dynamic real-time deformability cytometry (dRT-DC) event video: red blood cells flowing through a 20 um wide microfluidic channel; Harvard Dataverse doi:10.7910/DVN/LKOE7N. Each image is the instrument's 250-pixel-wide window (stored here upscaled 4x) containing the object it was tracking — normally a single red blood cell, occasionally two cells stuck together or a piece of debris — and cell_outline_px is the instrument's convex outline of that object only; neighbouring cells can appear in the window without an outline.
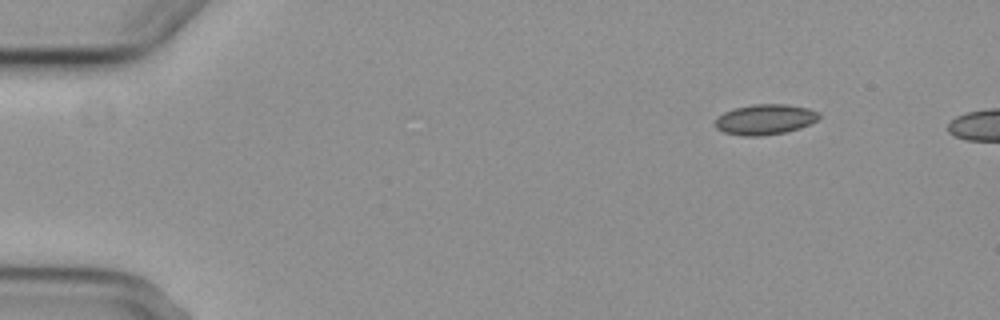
{"species": "common noctule bat (a hibernating species)", "species_latin": "Nyctalus noctula", "temperature_condition": "cold", "stored_images_in_passage": 4, "camera_frame_rate_fps": 3000, "um_per_image_px": 0.085, "animal": {"sex": "female", "body_mass_g": 29.2, "forearm_length_mm": 56.3}, "frame": {"image": 1, "passage_image": 1, "time_ms": 0.0, "image_size_px": [1000, 320], "cell_outline_px": [[820, 116], [816, 120], [800, 128], [784, 132], [760, 136], [744, 136], [724, 132], [716, 128], [712, 124], [716, 116], [732, 108], [752, 104], [788, 104], [808, 108], [820, 112]], "centroid_in_image_um": [64.97, 10.14], "position_along_channel_um": 20.0, "area_um2": 18.61}}